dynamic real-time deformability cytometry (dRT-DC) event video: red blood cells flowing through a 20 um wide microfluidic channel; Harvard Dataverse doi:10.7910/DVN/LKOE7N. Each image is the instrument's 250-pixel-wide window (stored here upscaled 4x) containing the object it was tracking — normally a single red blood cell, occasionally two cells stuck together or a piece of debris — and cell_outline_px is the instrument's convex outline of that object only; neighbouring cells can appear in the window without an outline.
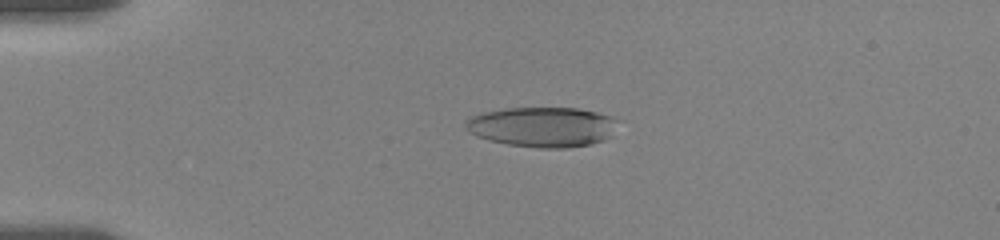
{"species": "human", "species_latin": "Homo sapiens", "temperature_condition": "room temperature", "stored_images_in_passage": 34, "camera_frame_rate_fps": 3000, "um_per_image_px": 0.085, "donor": {"sex": "female"}, "frame": {"image": 1, "passage_image": 3, "time_ms": 1.667, "image_size_px": [1000, 240], "cell_outline_px": [[612, 136], [604, 140], [592, 144], [568, 148], [540, 148], [508, 144], [488, 140], [476, 136], [468, 132], [464, 128], [464, 124], [472, 116], [484, 112], [504, 108], [576, 108], [596, 112], [612, 116]], "centroid_in_image_um": [46.04, 10.79], "position_along_channel_um": 39.0, "area_um2": 35.32}}
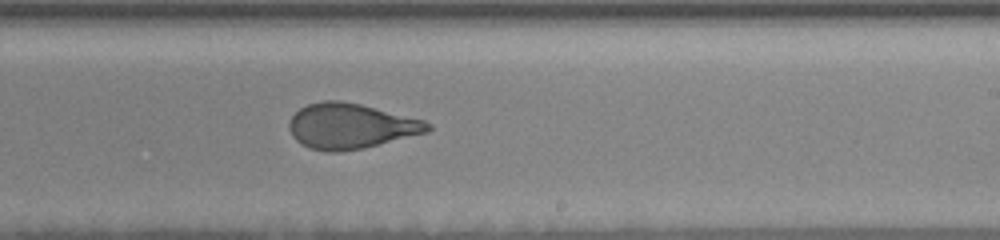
{"frame": {"image": 2, "passage_image": 17, "time_ms": 9.0, "image_size_px": [1000, 240], "cell_outline_px": [[432, 128], [428, 132], [364, 148], [340, 152], [328, 152], [308, 148], [296, 140], [292, 136], [288, 128], [288, 124], [292, 116], [300, 108], [308, 104], [324, 100], [340, 100], [360, 104], [424, 120], [432, 124]], "centroid_in_image_um": [29.79, 10.72], "position_along_channel_um": 259.2, "area_um2": 36.65}}
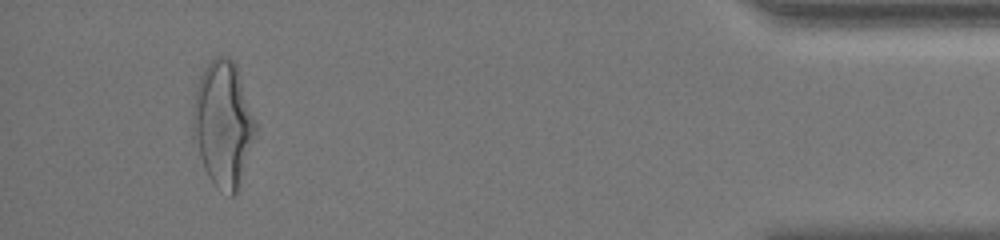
{"frame": {"image": 3, "passage_image": 32, "time_ms": 15.0, "image_size_px": [1000, 240], "cell_outline_px": [[256, 128], [240, 192], [232, 196], [228, 196], [216, 188], [208, 176], [204, 168], [192, 140], [192, 112], [196, 88], [200, 76], [204, 68], [216, 56], [228, 56], [236, 64], [256, 124]], "centroid_in_image_um": [18.95, 10.61], "position_along_channel_um": 416.3, "area_um2": 46.24}, "authors_computed_cell_mechanics": {"area_um2": 37.2232, "velocity_mm_per_s": 3.567, "shape_relaxation_time_tau1_ms": 5.6916, "shape_relaxation_time_tau2_ms": 1.3425, "deformation_change_tau1": 0.2111, "deformation_change_tau2": 0.0779}}